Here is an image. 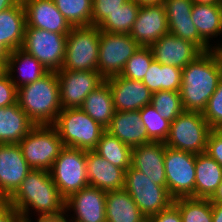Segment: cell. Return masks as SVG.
I'll use <instances>...</instances> for the list:
<instances>
[{
	"label": "cell",
	"instance_id": "49",
	"mask_svg": "<svg viewBox=\"0 0 222 222\" xmlns=\"http://www.w3.org/2000/svg\"><path fill=\"white\" fill-rule=\"evenodd\" d=\"M10 51L0 43V61H7Z\"/></svg>",
	"mask_w": 222,
	"mask_h": 222
},
{
	"label": "cell",
	"instance_id": "21",
	"mask_svg": "<svg viewBox=\"0 0 222 222\" xmlns=\"http://www.w3.org/2000/svg\"><path fill=\"white\" fill-rule=\"evenodd\" d=\"M165 147L164 142H149L132 148L131 166L161 186H166Z\"/></svg>",
	"mask_w": 222,
	"mask_h": 222
},
{
	"label": "cell",
	"instance_id": "2",
	"mask_svg": "<svg viewBox=\"0 0 222 222\" xmlns=\"http://www.w3.org/2000/svg\"><path fill=\"white\" fill-rule=\"evenodd\" d=\"M221 78V66L213 49L202 52L183 68L180 97L184 111L202 113Z\"/></svg>",
	"mask_w": 222,
	"mask_h": 222
},
{
	"label": "cell",
	"instance_id": "35",
	"mask_svg": "<svg viewBox=\"0 0 222 222\" xmlns=\"http://www.w3.org/2000/svg\"><path fill=\"white\" fill-rule=\"evenodd\" d=\"M72 27L92 25L93 0H52Z\"/></svg>",
	"mask_w": 222,
	"mask_h": 222
},
{
	"label": "cell",
	"instance_id": "1",
	"mask_svg": "<svg viewBox=\"0 0 222 222\" xmlns=\"http://www.w3.org/2000/svg\"><path fill=\"white\" fill-rule=\"evenodd\" d=\"M65 201L54 184L50 171L32 170L6 202L17 210L23 219H28L35 214L37 217L63 213ZM32 212L34 215H31Z\"/></svg>",
	"mask_w": 222,
	"mask_h": 222
},
{
	"label": "cell",
	"instance_id": "13",
	"mask_svg": "<svg viewBox=\"0 0 222 222\" xmlns=\"http://www.w3.org/2000/svg\"><path fill=\"white\" fill-rule=\"evenodd\" d=\"M57 76L62 109L80 108L90 92L105 81L98 70H58Z\"/></svg>",
	"mask_w": 222,
	"mask_h": 222
},
{
	"label": "cell",
	"instance_id": "50",
	"mask_svg": "<svg viewBox=\"0 0 222 222\" xmlns=\"http://www.w3.org/2000/svg\"><path fill=\"white\" fill-rule=\"evenodd\" d=\"M140 5H149V4H163L164 0H134Z\"/></svg>",
	"mask_w": 222,
	"mask_h": 222
},
{
	"label": "cell",
	"instance_id": "40",
	"mask_svg": "<svg viewBox=\"0 0 222 222\" xmlns=\"http://www.w3.org/2000/svg\"><path fill=\"white\" fill-rule=\"evenodd\" d=\"M129 0H93L92 25L98 26L109 14L115 12Z\"/></svg>",
	"mask_w": 222,
	"mask_h": 222
},
{
	"label": "cell",
	"instance_id": "43",
	"mask_svg": "<svg viewBox=\"0 0 222 222\" xmlns=\"http://www.w3.org/2000/svg\"><path fill=\"white\" fill-rule=\"evenodd\" d=\"M146 222H182L178 207L172 203L158 214L146 218Z\"/></svg>",
	"mask_w": 222,
	"mask_h": 222
},
{
	"label": "cell",
	"instance_id": "3",
	"mask_svg": "<svg viewBox=\"0 0 222 222\" xmlns=\"http://www.w3.org/2000/svg\"><path fill=\"white\" fill-rule=\"evenodd\" d=\"M17 103L35 125H53L62 110L57 72L18 88Z\"/></svg>",
	"mask_w": 222,
	"mask_h": 222
},
{
	"label": "cell",
	"instance_id": "32",
	"mask_svg": "<svg viewBox=\"0 0 222 222\" xmlns=\"http://www.w3.org/2000/svg\"><path fill=\"white\" fill-rule=\"evenodd\" d=\"M93 151L113 165L122 168L125 172L131 166L132 147L106 130L101 134L100 140Z\"/></svg>",
	"mask_w": 222,
	"mask_h": 222
},
{
	"label": "cell",
	"instance_id": "31",
	"mask_svg": "<svg viewBox=\"0 0 222 222\" xmlns=\"http://www.w3.org/2000/svg\"><path fill=\"white\" fill-rule=\"evenodd\" d=\"M142 82L152 93L161 90L180 91L182 69L153 60Z\"/></svg>",
	"mask_w": 222,
	"mask_h": 222
},
{
	"label": "cell",
	"instance_id": "19",
	"mask_svg": "<svg viewBox=\"0 0 222 222\" xmlns=\"http://www.w3.org/2000/svg\"><path fill=\"white\" fill-rule=\"evenodd\" d=\"M150 48L154 60L180 69L185 68L202 53L195 44L170 33L163 35Z\"/></svg>",
	"mask_w": 222,
	"mask_h": 222
},
{
	"label": "cell",
	"instance_id": "11",
	"mask_svg": "<svg viewBox=\"0 0 222 222\" xmlns=\"http://www.w3.org/2000/svg\"><path fill=\"white\" fill-rule=\"evenodd\" d=\"M196 154L165 147L166 186L173 199L195 197Z\"/></svg>",
	"mask_w": 222,
	"mask_h": 222
},
{
	"label": "cell",
	"instance_id": "8",
	"mask_svg": "<svg viewBox=\"0 0 222 222\" xmlns=\"http://www.w3.org/2000/svg\"><path fill=\"white\" fill-rule=\"evenodd\" d=\"M86 158L87 151L64 147L54 161L50 174L65 199L89 186Z\"/></svg>",
	"mask_w": 222,
	"mask_h": 222
},
{
	"label": "cell",
	"instance_id": "6",
	"mask_svg": "<svg viewBox=\"0 0 222 222\" xmlns=\"http://www.w3.org/2000/svg\"><path fill=\"white\" fill-rule=\"evenodd\" d=\"M100 29L97 26L72 27L67 34L65 59L61 70H98Z\"/></svg>",
	"mask_w": 222,
	"mask_h": 222
},
{
	"label": "cell",
	"instance_id": "33",
	"mask_svg": "<svg viewBox=\"0 0 222 222\" xmlns=\"http://www.w3.org/2000/svg\"><path fill=\"white\" fill-rule=\"evenodd\" d=\"M140 4L129 0L118 10L109 14L97 27L100 31L129 34L136 21Z\"/></svg>",
	"mask_w": 222,
	"mask_h": 222
},
{
	"label": "cell",
	"instance_id": "5",
	"mask_svg": "<svg viewBox=\"0 0 222 222\" xmlns=\"http://www.w3.org/2000/svg\"><path fill=\"white\" fill-rule=\"evenodd\" d=\"M24 159L33 170L50 171L65 147L53 125H35L18 143Z\"/></svg>",
	"mask_w": 222,
	"mask_h": 222
},
{
	"label": "cell",
	"instance_id": "52",
	"mask_svg": "<svg viewBox=\"0 0 222 222\" xmlns=\"http://www.w3.org/2000/svg\"><path fill=\"white\" fill-rule=\"evenodd\" d=\"M213 50L215 51V54L219 60L221 70H222V48H213Z\"/></svg>",
	"mask_w": 222,
	"mask_h": 222
},
{
	"label": "cell",
	"instance_id": "10",
	"mask_svg": "<svg viewBox=\"0 0 222 222\" xmlns=\"http://www.w3.org/2000/svg\"><path fill=\"white\" fill-rule=\"evenodd\" d=\"M67 34L25 27L21 48L34 56L48 71L61 70L66 50Z\"/></svg>",
	"mask_w": 222,
	"mask_h": 222
},
{
	"label": "cell",
	"instance_id": "55",
	"mask_svg": "<svg viewBox=\"0 0 222 222\" xmlns=\"http://www.w3.org/2000/svg\"><path fill=\"white\" fill-rule=\"evenodd\" d=\"M216 130L222 134V125H220Z\"/></svg>",
	"mask_w": 222,
	"mask_h": 222
},
{
	"label": "cell",
	"instance_id": "9",
	"mask_svg": "<svg viewBox=\"0 0 222 222\" xmlns=\"http://www.w3.org/2000/svg\"><path fill=\"white\" fill-rule=\"evenodd\" d=\"M124 189L146 218L168 208L174 201L167 186L153 183L152 179L132 166L125 172Z\"/></svg>",
	"mask_w": 222,
	"mask_h": 222
},
{
	"label": "cell",
	"instance_id": "42",
	"mask_svg": "<svg viewBox=\"0 0 222 222\" xmlns=\"http://www.w3.org/2000/svg\"><path fill=\"white\" fill-rule=\"evenodd\" d=\"M205 153L222 166V134L216 129L209 134Z\"/></svg>",
	"mask_w": 222,
	"mask_h": 222
},
{
	"label": "cell",
	"instance_id": "45",
	"mask_svg": "<svg viewBox=\"0 0 222 222\" xmlns=\"http://www.w3.org/2000/svg\"><path fill=\"white\" fill-rule=\"evenodd\" d=\"M24 220H26L27 222H70V220L66 216L65 211L57 215L38 216L35 221L31 217Z\"/></svg>",
	"mask_w": 222,
	"mask_h": 222
},
{
	"label": "cell",
	"instance_id": "26",
	"mask_svg": "<svg viewBox=\"0 0 222 222\" xmlns=\"http://www.w3.org/2000/svg\"><path fill=\"white\" fill-rule=\"evenodd\" d=\"M25 27L26 13L20 0L15 6L0 12V43L10 52L21 48Z\"/></svg>",
	"mask_w": 222,
	"mask_h": 222
},
{
	"label": "cell",
	"instance_id": "25",
	"mask_svg": "<svg viewBox=\"0 0 222 222\" xmlns=\"http://www.w3.org/2000/svg\"><path fill=\"white\" fill-rule=\"evenodd\" d=\"M34 126L18 103L0 108V144H18Z\"/></svg>",
	"mask_w": 222,
	"mask_h": 222
},
{
	"label": "cell",
	"instance_id": "53",
	"mask_svg": "<svg viewBox=\"0 0 222 222\" xmlns=\"http://www.w3.org/2000/svg\"><path fill=\"white\" fill-rule=\"evenodd\" d=\"M7 61H0V76L5 72V65Z\"/></svg>",
	"mask_w": 222,
	"mask_h": 222
},
{
	"label": "cell",
	"instance_id": "46",
	"mask_svg": "<svg viewBox=\"0 0 222 222\" xmlns=\"http://www.w3.org/2000/svg\"><path fill=\"white\" fill-rule=\"evenodd\" d=\"M212 222H222V203H212Z\"/></svg>",
	"mask_w": 222,
	"mask_h": 222
},
{
	"label": "cell",
	"instance_id": "27",
	"mask_svg": "<svg viewBox=\"0 0 222 222\" xmlns=\"http://www.w3.org/2000/svg\"><path fill=\"white\" fill-rule=\"evenodd\" d=\"M106 222H146L137 204L124 189L106 191Z\"/></svg>",
	"mask_w": 222,
	"mask_h": 222
},
{
	"label": "cell",
	"instance_id": "15",
	"mask_svg": "<svg viewBox=\"0 0 222 222\" xmlns=\"http://www.w3.org/2000/svg\"><path fill=\"white\" fill-rule=\"evenodd\" d=\"M32 170L19 144H0V201L6 202Z\"/></svg>",
	"mask_w": 222,
	"mask_h": 222
},
{
	"label": "cell",
	"instance_id": "37",
	"mask_svg": "<svg viewBox=\"0 0 222 222\" xmlns=\"http://www.w3.org/2000/svg\"><path fill=\"white\" fill-rule=\"evenodd\" d=\"M140 117L148 138L152 142H165L170 131L171 122L162 118L152 104H148L140 110Z\"/></svg>",
	"mask_w": 222,
	"mask_h": 222
},
{
	"label": "cell",
	"instance_id": "23",
	"mask_svg": "<svg viewBox=\"0 0 222 222\" xmlns=\"http://www.w3.org/2000/svg\"><path fill=\"white\" fill-rule=\"evenodd\" d=\"M106 131L132 148L152 142L144 128V123L140 117V110L129 112L115 111Z\"/></svg>",
	"mask_w": 222,
	"mask_h": 222
},
{
	"label": "cell",
	"instance_id": "47",
	"mask_svg": "<svg viewBox=\"0 0 222 222\" xmlns=\"http://www.w3.org/2000/svg\"><path fill=\"white\" fill-rule=\"evenodd\" d=\"M211 203H222V181L218 186L216 192L210 198Z\"/></svg>",
	"mask_w": 222,
	"mask_h": 222
},
{
	"label": "cell",
	"instance_id": "12",
	"mask_svg": "<svg viewBox=\"0 0 222 222\" xmlns=\"http://www.w3.org/2000/svg\"><path fill=\"white\" fill-rule=\"evenodd\" d=\"M140 45L126 33L100 32L98 71L106 80L120 75Z\"/></svg>",
	"mask_w": 222,
	"mask_h": 222
},
{
	"label": "cell",
	"instance_id": "51",
	"mask_svg": "<svg viewBox=\"0 0 222 222\" xmlns=\"http://www.w3.org/2000/svg\"><path fill=\"white\" fill-rule=\"evenodd\" d=\"M196 4H222V0H192Z\"/></svg>",
	"mask_w": 222,
	"mask_h": 222
},
{
	"label": "cell",
	"instance_id": "28",
	"mask_svg": "<svg viewBox=\"0 0 222 222\" xmlns=\"http://www.w3.org/2000/svg\"><path fill=\"white\" fill-rule=\"evenodd\" d=\"M195 198L210 199L222 181V166L207 153L196 155Z\"/></svg>",
	"mask_w": 222,
	"mask_h": 222
},
{
	"label": "cell",
	"instance_id": "4",
	"mask_svg": "<svg viewBox=\"0 0 222 222\" xmlns=\"http://www.w3.org/2000/svg\"><path fill=\"white\" fill-rule=\"evenodd\" d=\"M53 126L65 147L85 151L94 150L106 130L81 108L62 109Z\"/></svg>",
	"mask_w": 222,
	"mask_h": 222
},
{
	"label": "cell",
	"instance_id": "20",
	"mask_svg": "<svg viewBox=\"0 0 222 222\" xmlns=\"http://www.w3.org/2000/svg\"><path fill=\"white\" fill-rule=\"evenodd\" d=\"M26 13V27L68 34L72 26L52 0H21Z\"/></svg>",
	"mask_w": 222,
	"mask_h": 222
},
{
	"label": "cell",
	"instance_id": "29",
	"mask_svg": "<svg viewBox=\"0 0 222 222\" xmlns=\"http://www.w3.org/2000/svg\"><path fill=\"white\" fill-rule=\"evenodd\" d=\"M191 18L200 37L213 49L211 40L222 35V4H196Z\"/></svg>",
	"mask_w": 222,
	"mask_h": 222
},
{
	"label": "cell",
	"instance_id": "24",
	"mask_svg": "<svg viewBox=\"0 0 222 222\" xmlns=\"http://www.w3.org/2000/svg\"><path fill=\"white\" fill-rule=\"evenodd\" d=\"M5 72L18 89L40 79L49 71L34 56L18 48L9 53Z\"/></svg>",
	"mask_w": 222,
	"mask_h": 222
},
{
	"label": "cell",
	"instance_id": "34",
	"mask_svg": "<svg viewBox=\"0 0 222 222\" xmlns=\"http://www.w3.org/2000/svg\"><path fill=\"white\" fill-rule=\"evenodd\" d=\"M182 222H212V203L207 198L183 197L174 199Z\"/></svg>",
	"mask_w": 222,
	"mask_h": 222
},
{
	"label": "cell",
	"instance_id": "7",
	"mask_svg": "<svg viewBox=\"0 0 222 222\" xmlns=\"http://www.w3.org/2000/svg\"><path fill=\"white\" fill-rule=\"evenodd\" d=\"M213 129L201 112L183 111L170 125L167 147L200 154L206 151L207 140Z\"/></svg>",
	"mask_w": 222,
	"mask_h": 222
},
{
	"label": "cell",
	"instance_id": "22",
	"mask_svg": "<svg viewBox=\"0 0 222 222\" xmlns=\"http://www.w3.org/2000/svg\"><path fill=\"white\" fill-rule=\"evenodd\" d=\"M86 169L89 186L104 191L119 190L125 186V171L95 151H87Z\"/></svg>",
	"mask_w": 222,
	"mask_h": 222
},
{
	"label": "cell",
	"instance_id": "38",
	"mask_svg": "<svg viewBox=\"0 0 222 222\" xmlns=\"http://www.w3.org/2000/svg\"><path fill=\"white\" fill-rule=\"evenodd\" d=\"M153 60L151 48L149 46H140L126 62L120 75L131 80L142 81Z\"/></svg>",
	"mask_w": 222,
	"mask_h": 222
},
{
	"label": "cell",
	"instance_id": "16",
	"mask_svg": "<svg viewBox=\"0 0 222 222\" xmlns=\"http://www.w3.org/2000/svg\"><path fill=\"white\" fill-rule=\"evenodd\" d=\"M169 33L195 44L202 52L212 48L200 37L191 18L192 0H164Z\"/></svg>",
	"mask_w": 222,
	"mask_h": 222
},
{
	"label": "cell",
	"instance_id": "36",
	"mask_svg": "<svg viewBox=\"0 0 222 222\" xmlns=\"http://www.w3.org/2000/svg\"><path fill=\"white\" fill-rule=\"evenodd\" d=\"M152 106L162 118L173 122L183 111L180 91L161 90L152 93Z\"/></svg>",
	"mask_w": 222,
	"mask_h": 222
},
{
	"label": "cell",
	"instance_id": "41",
	"mask_svg": "<svg viewBox=\"0 0 222 222\" xmlns=\"http://www.w3.org/2000/svg\"><path fill=\"white\" fill-rule=\"evenodd\" d=\"M17 103V88L6 72L0 76V108Z\"/></svg>",
	"mask_w": 222,
	"mask_h": 222
},
{
	"label": "cell",
	"instance_id": "14",
	"mask_svg": "<svg viewBox=\"0 0 222 222\" xmlns=\"http://www.w3.org/2000/svg\"><path fill=\"white\" fill-rule=\"evenodd\" d=\"M105 203L106 191L87 186L66 199V216L71 222H106Z\"/></svg>",
	"mask_w": 222,
	"mask_h": 222
},
{
	"label": "cell",
	"instance_id": "48",
	"mask_svg": "<svg viewBox=\"0 0 222 222\" xmlns=\"http://www.w3.org/2000/svg\"><path fill=\"white\" fill-rule=\"evenodd\" d=\"M20 0H0V12L15 6Z\"/></svg>",
	"mask_w": 222,
	"mask_h": 222
},
{
	"label": "cell",
	"instance_id": "30",
	"mask_svg": "<svg viewBox=\"0 0 222 222\" xmlns=\"http://www.w3.org/2000/svg\"><path fill=\"white\" fill-rule=\"evenodd\" d=\"M80 108L106 129L115 113L109 84L104 81L91 91Z\"/></svg>",
	"mask_w": 222,
	"mask_h": 222
},
{
	"label": "cell",
	"instance_id": "17",
	"mask_svg": "<svg viewBox=\"0 0 222 222\" xmlns=\"http://www.w3.org/2000/svg\"><path fill=\"white\" fill-rule=\"evenodd\" d=\"M164 4L141 5L129 35L140 46H151L163 35L168 34Z\"/></svg>",
	"mask_w": 222,
	"mask_h": 222
},
{
	"label": "cell",
	"instance_id": "39",
	"mask_svg": "<svg viewBox=\"0 0 222 222\" xmlns=\"http://www.w3.org/2000/svg\"><path fill=\"white\" fill-rule=\"evenodd\" d=\"M202 114L212 129H217L222 125V78Z\"/></svg>",
	"mask_w": 222,
	"mask_h": 222
},
{
	"label": "cell",
	"instance_id": "54",
	"mask_svg": "<svg viewBox=\"0 0 222 222\" xmlns=\"http://www.w3.org/2000/svg\"><path fill=\"white\" fill-rule=\"evenodd\" d=\"M217 42H215L216 44L214 43V48H222V43H219L218 39Z\"/></svg>",
	"mask_w": 222,
	"mask_h": 222
},
{
	"label": "cell",
	"instance_id": "18",
	"mask_svg": "<svg viewBox=\"0 0 222 222\" xmlns=\"http://www.w3.org/2000/svg\"><path fill=\"white\" fill-rule=\"evenodd\" d=\"M110 87L115 111H138L151 104L152 92L142 81L121 75L105 80Z\"/></svg>",
	"mask_w": 222,
	"mask_h": 222
},
{
	"label": "cell",
	"instance_id": "44",
	"mask_svg": "<svg viewBox=\"0 0 222 222\" xmlns=\"http://www.w3.org/2000/svg\"><path fill=\"white\" fill-rule=\"evenodd\" d=\"M21 214L7 202L0 201V222H20Z\"/></svg>",
	"mask_w": 222,
	"mask_h": 222
}]
</instances>
